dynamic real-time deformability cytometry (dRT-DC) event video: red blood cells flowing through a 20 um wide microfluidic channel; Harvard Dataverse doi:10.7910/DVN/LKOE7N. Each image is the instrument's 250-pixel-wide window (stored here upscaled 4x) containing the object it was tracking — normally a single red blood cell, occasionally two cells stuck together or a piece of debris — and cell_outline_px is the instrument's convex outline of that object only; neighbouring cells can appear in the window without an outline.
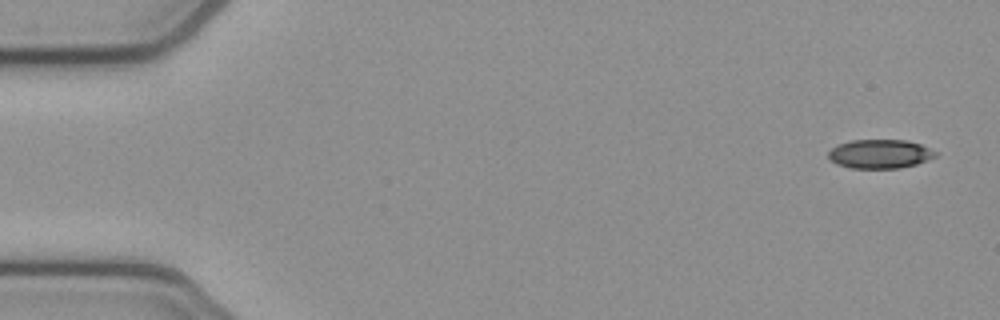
{"species": "common noctule bat (a hibernating species)", "species_latin": "Nyctalus noctula", "temperature_condition": "cold", "stored_images_in_passage": 4, "camera_frame_rate_fps": 3000, "um_per_image_px": 0.085, "animal": {"sex": "female", "body_mass_g": 21.9}, "frame": {"image": 1, "passage_image": 1, "time_ms": 0.0, "image_size_px": [1000, 320], "cell_outline_px": [[936, 156], [916, 164], [900, 168], [848, 168], [836, 164], [828, 160], [828, 152], [836, 144], [852, 140], [904, 140], [920, 144], [936, 152]], "centroid_in_image_um": [74.72, 13.09], "position_along_channel_um": 10.3, "area_um2": 18.09}}
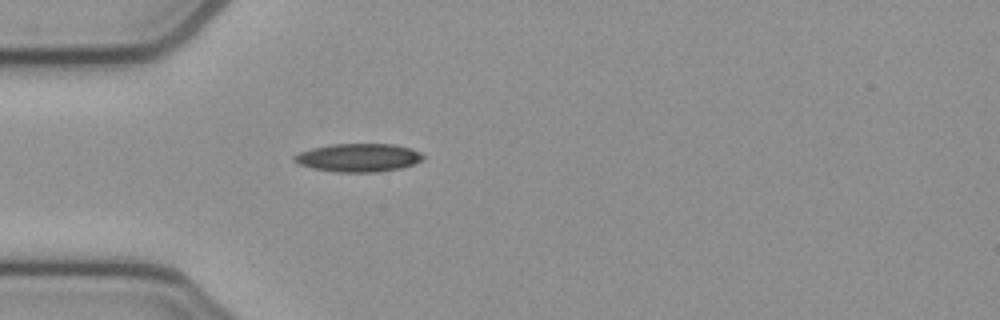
{"frame": {"image": 2, "passage_image": 4, "time_ms": 1.0, "image_size_px": [1000, 320], "cell_outline_px": [[424, 160], [400, 168], [376, 172], [336, 172], [312, 168], [300, 164], [292, 160], [292, 156], [300, 152], [312, 148], [332, 144], [396, 144], [412, 148], [420, 152], [424, 156]], "centroid_in_image_um": [30.48, 13.39], "position_along_channel_um": 54.5, "area_um2": 21.27}}